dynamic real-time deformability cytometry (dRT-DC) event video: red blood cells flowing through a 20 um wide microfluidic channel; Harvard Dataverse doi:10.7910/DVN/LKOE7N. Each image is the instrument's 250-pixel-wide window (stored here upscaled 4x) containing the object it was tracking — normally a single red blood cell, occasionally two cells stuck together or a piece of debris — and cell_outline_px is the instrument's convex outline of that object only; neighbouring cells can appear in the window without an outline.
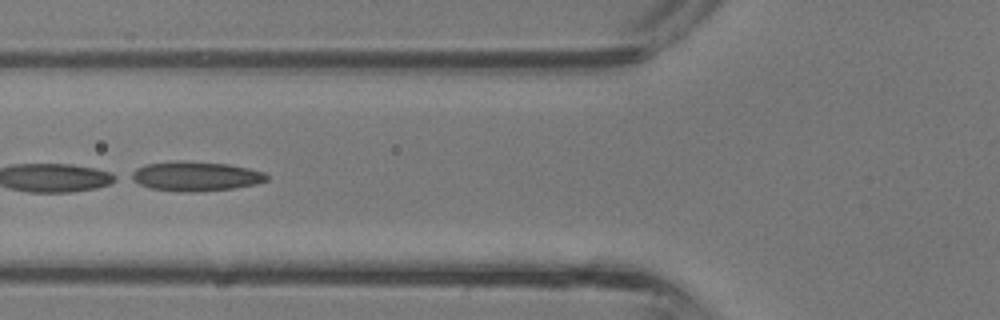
{"species": "common noctule bat (a hibernating species)", "species_latin": "Nyctalus noctula", "temperature_condition": "room temperature", "stored_images_in_passage": 36, "camera_frame_rate_fps": 3000, "um_per_image_px": 0.085, "animal": {"sex": "male", "body_mass_g": 13.3}, "frame": {"image": 1, "passage_image": 13, "time_ms": 4.0, "image_size_px": [1000, 320], "cell_outline_px": [[268, 180], [256, 184], [232, 188], [196, 192], [180, 192], [152, 188], [140, 184], [124, 176], [136, 168], [148, 164], [228, 164], [248, 168], [264, 172], [268, 176]], "centroid_in_image_um": [16.62, 15.04], "position_along_channel_um": 109.2, "area_um2": 22.25}}
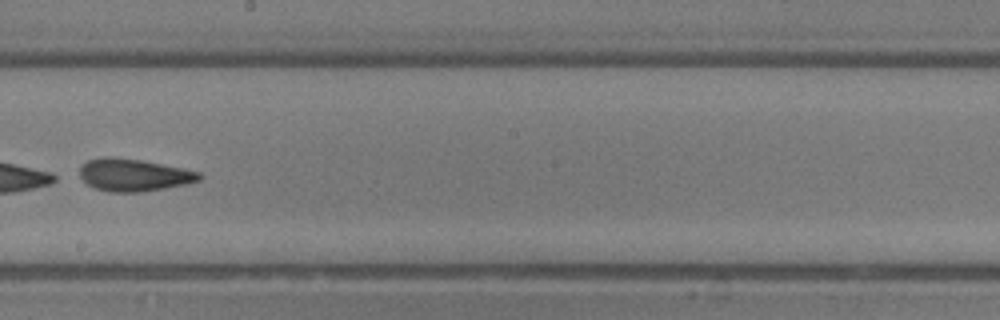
{"frame": {"image": 2, "passage_image": 20, "time_ms": 6.333, "image_size_px": [1000, 320], "cell_outline_px": [[200, 180], [184, 184], [164, 188], [140, 192], [108, 192], [96, 188], [88, 184], [80, 176], [80, 168], [88, 160], [104, 156], [112, 156], [140, 160], [200, 172]], "centroid_in_image_um": [11.33, 14.87], "position_along_channel_um": 236.9, "area_um2": 22.2}}